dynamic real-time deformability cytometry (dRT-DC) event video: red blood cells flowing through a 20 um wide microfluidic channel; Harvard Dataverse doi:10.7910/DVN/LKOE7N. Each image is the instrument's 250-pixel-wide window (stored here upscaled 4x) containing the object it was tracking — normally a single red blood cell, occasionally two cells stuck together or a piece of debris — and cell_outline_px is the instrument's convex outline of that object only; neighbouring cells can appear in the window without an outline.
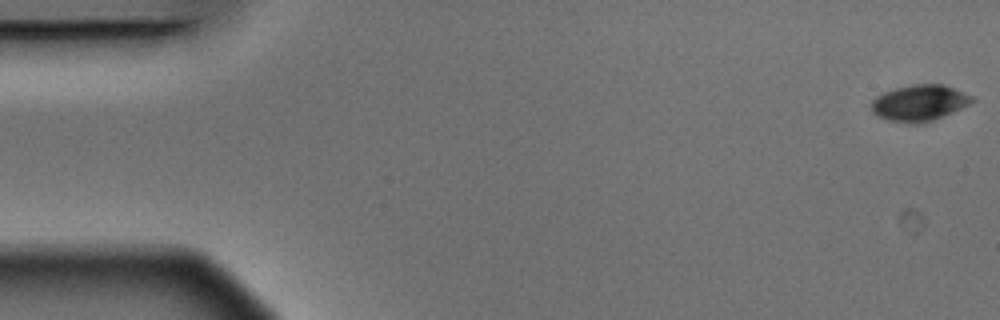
{"species": "Egyptian fruit bat (a non-hibernating species)", "species_latin": "Rousettus aegyptiacus", "temperature_condition": "warm", "stored_images_in_passage": 5, "camera_frame_rate_fps": 3000, "um_per_image_px": 0.085, "animal": {"sex": "male"}, "frame": {"image": 1, "passage_image": 1, "time_ms": 0.0, "image_size_px": [1000, 320], "cell_outline_px": [[976, 100], [952, 112], [932, 120], [916, 124], [912, 124], [888, 120], [872, 112], [872, 100], [876, 96], [884, 92], [896, 88], [912, 84], [944, 84], [972, 96]], "centroid_in_image_um": [78.14, 8.74], "position_along_channel_um": 6.9, "area_um2": 20.92}}
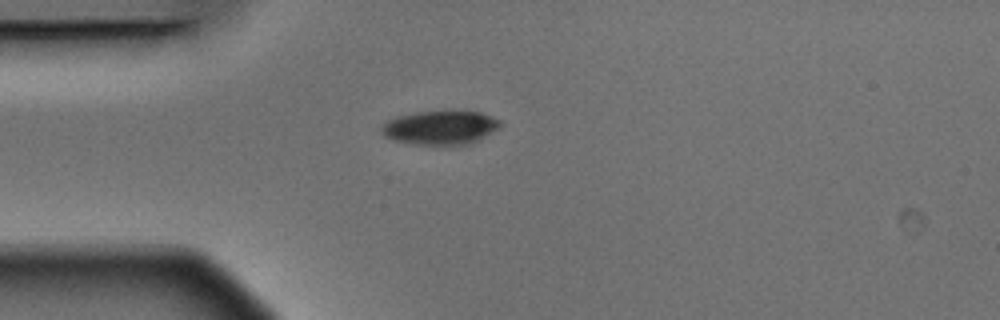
{"frame": {"image": 2, "passage_image": 5, "time_ms": 1.333, "image_size_px": [1000, 320], "cell_outline_px": [[500, 124], [496, 128], [480, 140], [472, 144], [416, 144], [396, 140], [384, 136], [380, 132], [380, 128], [388, 120], [400, 116], [416, 112], [480, 112], [500, 120]], "centroid_in_image_um": [37.41, 10.85], "position_along_channel_um": 47.6, "area_um2": 22.83}}